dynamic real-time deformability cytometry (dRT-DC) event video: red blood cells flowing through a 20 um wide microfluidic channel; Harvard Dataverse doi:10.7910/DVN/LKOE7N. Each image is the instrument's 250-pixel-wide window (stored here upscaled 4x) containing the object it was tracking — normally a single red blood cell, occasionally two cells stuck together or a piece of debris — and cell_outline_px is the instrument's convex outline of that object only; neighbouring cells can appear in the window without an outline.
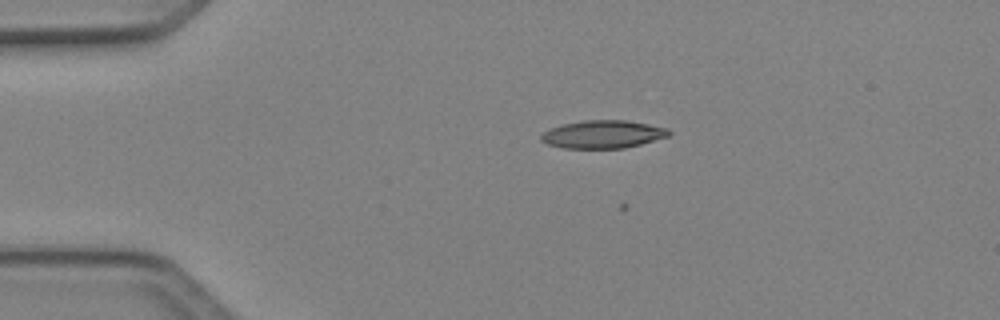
{"species": "Egyptian fruit bat (a non-hibernating species)", "species_latin": "Rousettus aegyptiacus", "temperature_condition": "cold", "stored_images_in_passage": 7, "camera_frame_rate_fps": 3000, "um_per_image_px": 0.085, "animal": {"sex": "female"}, "frame": {"image": 1, "passage_image": 4, "time_ms": 1.0, "image_size_px": [1000, 320], "cell_outline_px": [[672, 132], [668, 136], [640, 144], [624, 148], [564, 148], [548, 144], [540, 140], [540, 136], [544, 132], [552, 128], [564, 124], [580, 120], [628, 120], [668, 128]], "centroid_in_image_um": [51.26, 11.41], "position_along_channel_um": 33.7, "area_um2": 20.69}}